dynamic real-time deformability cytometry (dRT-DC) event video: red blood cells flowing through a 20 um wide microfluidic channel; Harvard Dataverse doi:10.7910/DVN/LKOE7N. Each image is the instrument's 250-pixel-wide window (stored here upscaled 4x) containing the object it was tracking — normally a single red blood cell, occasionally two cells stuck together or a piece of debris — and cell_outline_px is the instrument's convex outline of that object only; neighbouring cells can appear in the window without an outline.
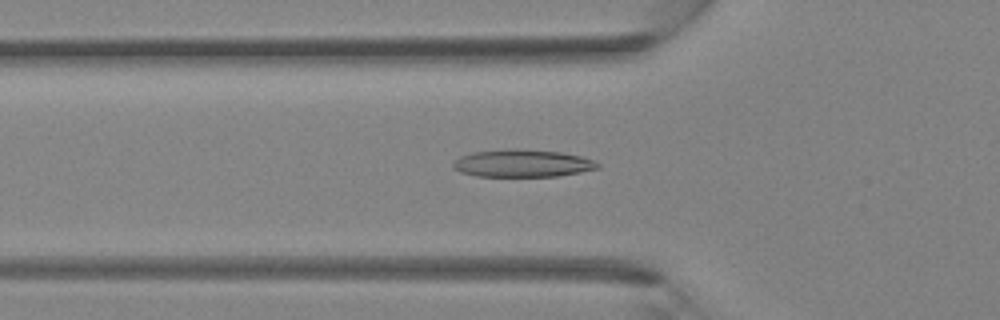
{"species": "Egyptian fruit bat (a non-hibernating species)", "species_latin": "Rousettus aegyptiacus", "temperature_condition": "room temperature", "stored_images_in_passage": 39, "camera_frame_rate_fps": 3000, "um_per_image_px": 0.085, "animal": {"sex": "female"}, "frame": {"image": 1, "passage_image": 13, "time_ms": 4.0, "image_size_px": [1000, 320], "cell_outline_px": [[600, 168], [560, 176], [476, 176], [460, 172], [452, 168], [452, 164], [460, 156], [472, 152], [512, 148], [516, 148], [560, 152], [580, 156], [592, 160], [600, 164]], "centroid_in_image_um": [44.39, 13.88], "position_along_channel_um": 81.4, "area_um2": 23.24}}
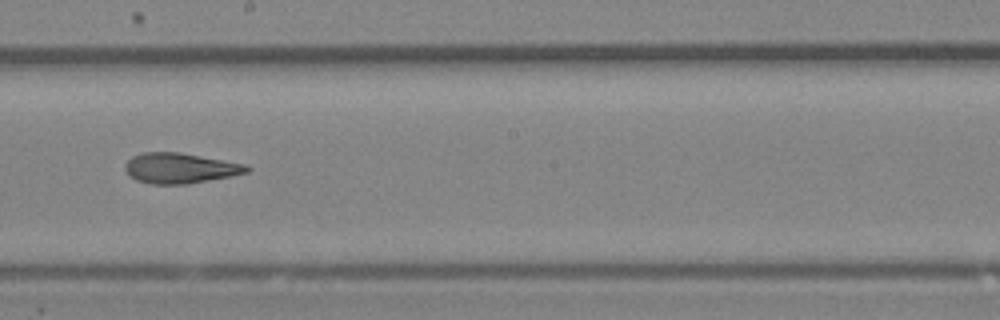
{"frame": {"image": 2, "passage_image": 22, "time_ms": 7.0, "image_size_px": [1000, 320], "cell_outline_px": [[252, 168], [248, 172], [232, 176], [188, 184], [152, 184], [136, 180], [128, 176], [124, 168], [124, 164], [132, 156], [144, 152], [180, 152], [248, 164]], "centroid_in_image_um": [15.32, 14.29], "position_along_channel_um": 232.9, "area_um2": 21.85}}
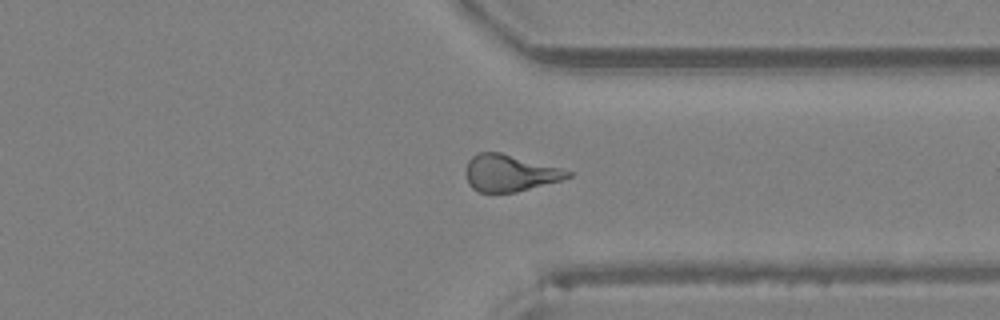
{"frame": {"image": 3, "passage_image": 30, "time_ms": 9.667, "image_size_px": [1000, 320], "cell_outline_px": [[572, 176], [560, 180], [516, 192], [480, 192], [472, 188], [468, 184], [464, 172], [464, 168], [468, 160], [472, 156], [480, 152], [500, 152], [560, 168], [572, 172]], "centroid_in_image_um": [43.26, 14.7], "position_along_channel_um": 368.1, "area_um2": 21.73}}